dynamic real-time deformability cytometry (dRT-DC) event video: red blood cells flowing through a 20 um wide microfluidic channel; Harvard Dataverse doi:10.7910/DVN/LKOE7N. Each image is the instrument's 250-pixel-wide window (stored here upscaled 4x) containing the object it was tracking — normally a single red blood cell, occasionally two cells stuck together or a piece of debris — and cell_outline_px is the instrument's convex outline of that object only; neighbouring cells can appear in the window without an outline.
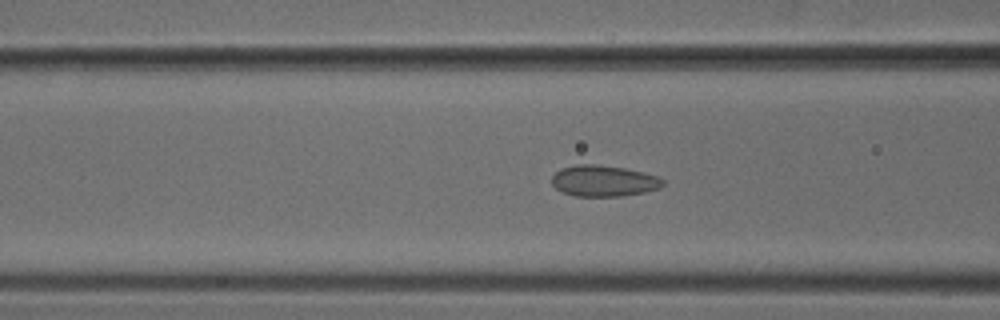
{"species": "common noctule bat (a hibernating species)", "species_latin": "Nyctalus noctula", "temperature_condition": "cold", "stored_images_in_passage": 45, "camera_frame_rate_fps": 3000, "um_per_image_px": 0.085, "animal": {"sex": "male", "body_mass_g": 18.8}, "frame": {"image": 1, "passage_image": 13, "time_ms": 4.0, "image_size_px": [1000, 320], "cell_outline_px": [[664, 184], [660, 188], [644, 192], [620, 196], [576, 196], [564, 192], [556, 188], [552, 184], [552, 176], [560, 168], [576, 164], [596, 164], [624, 168], [644, 172], [656, 176], [664, 180]], "centroid_in_image_um": [51.31, 15.36], "position_along_channel_um": 115.3, "area_um2": 20.11}}
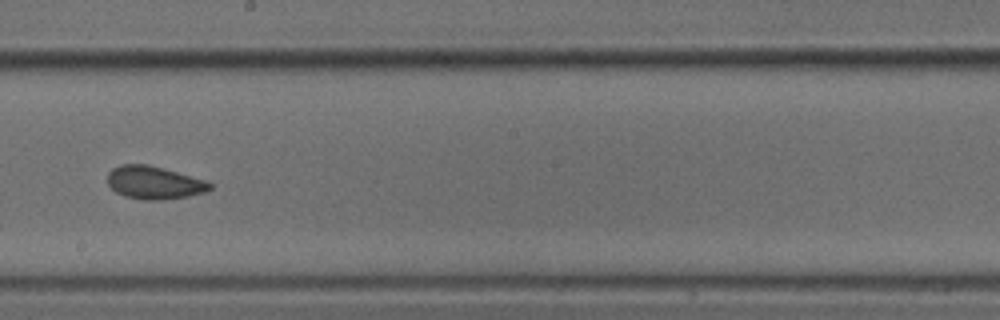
{"frame": {"image": 2, "passage_image": 22, "time_ms": 7.0, "image_size_px": [1000, 320], "cell_outline_px": [[212, 188], [204, 192], [188, 196], [156, 200], [144, 200], [124, 196], [116, 192], [108, 184], [108, 172], [112, 168], [120, 164], [148, 164], [164, 168], [208, 180], [212, 184]], "centroid_in_image_um": [13.11, 15.51], "position_along_channel_um": 235.1, "area_um2": 19.77}}
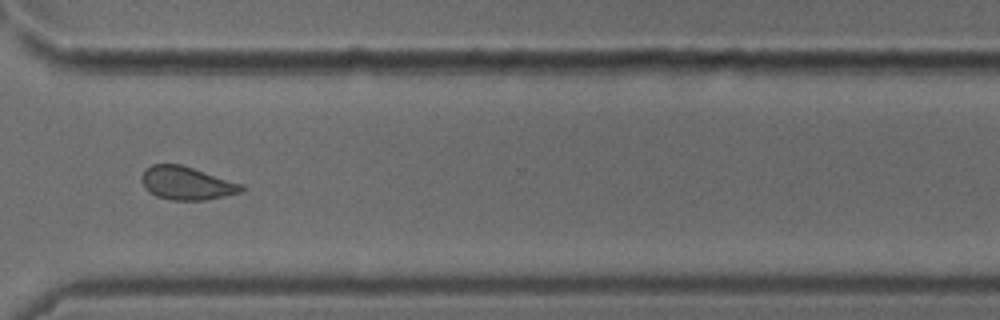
{"frame": {"image": 3, "passage_image": 31, "time_ms": 10.0, "image_size_px": [1000, 320], "cell_outline_px": [[244, 192], [208, 200], [168, 200], [156, 196], [144, 188], [140, 180], [140, 176], [152, 164], [180, 164], [244, 184]], "centroid_in_image_um": [15.89, 15.59], "position_along_channel_um": 354.7, "area_um2": 19.54}}